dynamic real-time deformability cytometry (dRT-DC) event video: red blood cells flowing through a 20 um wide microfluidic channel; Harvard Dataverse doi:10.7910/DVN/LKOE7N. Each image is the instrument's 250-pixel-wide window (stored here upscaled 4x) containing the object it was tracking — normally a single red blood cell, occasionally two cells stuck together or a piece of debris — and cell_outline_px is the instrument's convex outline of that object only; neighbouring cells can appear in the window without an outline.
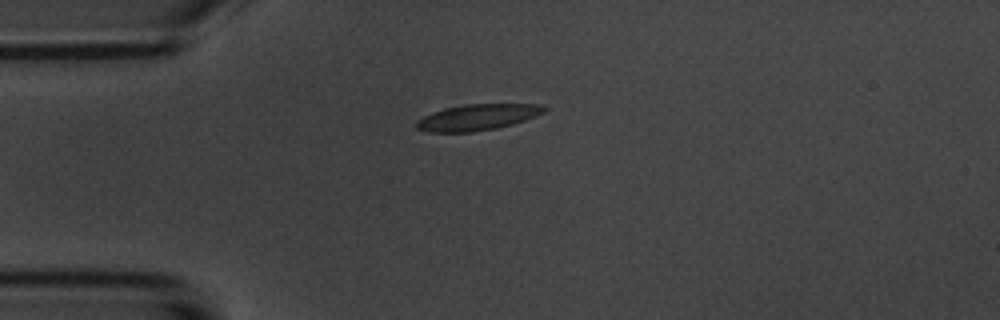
{"species": "common noctule bat (a hibernating species)", "species_latin": "Nyctalus noctula", "temperature_condition": "room temperature", "stored_images_in_passage": 3, "camera_frame_rate_fps": 3000, "um_per_image_px": 0.085, "animal": {"sex": "male", "body_mass_g": 20.1, "forearm_length_mm": 53.5}, "frame": {"image": 1, "passage_image": 1, "time_ms": 0.0, "image_size_px": [1000, 320], "cell_outline_px": [[548, 108], [544, 112], [536, 116], [512, 124], [496, 128], [472, 132], [428, 132], [416, 128], [416, 120], [432, 112], [444, 108], [464, 104], [540, 104]], "centroid_in_image_um": [40.57, 9.96], "position_along_channel_um": 44.4, "area_um2": 19.42}}
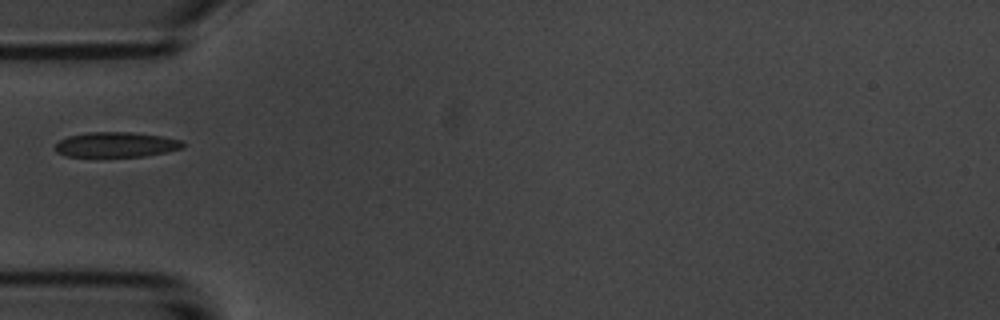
{"frame": {"image": 2, "passage_image": 2, "time_ms": 1.333, "image_size_px": [1000, 320], "cell_outline_px": [[184, 148], [168, 152], [144, 156], [64, 156], [56, 152], [52, 148], [60, 140], [68, 136], [88, 132], [132, 132], [160, 136], [184, 140]], "centroid_in_image_um": [9.88, 12.29], "position_along_channel_um": 75.1, "area_um2": 18.79}}